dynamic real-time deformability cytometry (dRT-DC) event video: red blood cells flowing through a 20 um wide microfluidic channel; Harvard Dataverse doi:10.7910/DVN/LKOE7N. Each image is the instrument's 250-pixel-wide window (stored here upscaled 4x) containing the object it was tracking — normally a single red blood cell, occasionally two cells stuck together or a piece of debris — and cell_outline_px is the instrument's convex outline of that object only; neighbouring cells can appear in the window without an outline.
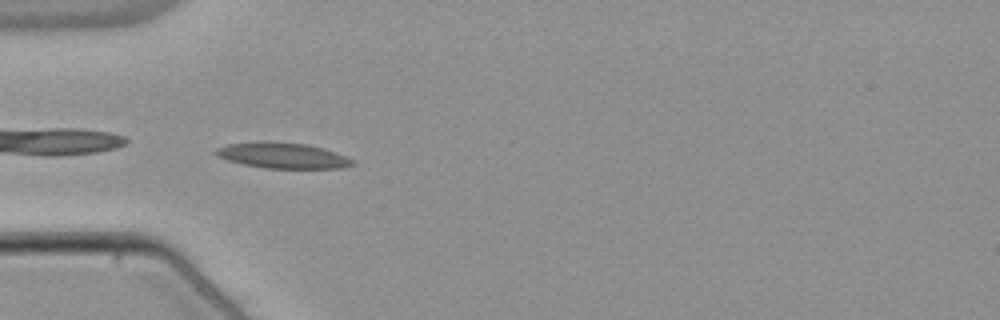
{"species": "common noctule bat (a hibernating species)", "species_latin": "Nyctalus noctula", "temperature_condition": "warm", "stored_images_in_passage": 38, "camera_frame_rate_fps": 3000, "um_per_image_px": 0.085, "animal": {"sex": "male", "body_mass_g": 21.5, "forearm_length_mm": 52.0}, "frame": {"image": 1, "passage_image": 1, "time_ms": 0.0, "image_size_px": [1000, 320], "cell_outline_px": [[356, 164], [344, 168], [264, 168], [240, 164], [216, 156], [212, 152], [216, 148], [228, 144], [256, 140], [260, 140], [304, 144], [320, 148], [356, 160]], "centroid_in_image_um": [23.94, 13.21], "position_along_channel_um": 61.1, "area_um2": 20.63}}
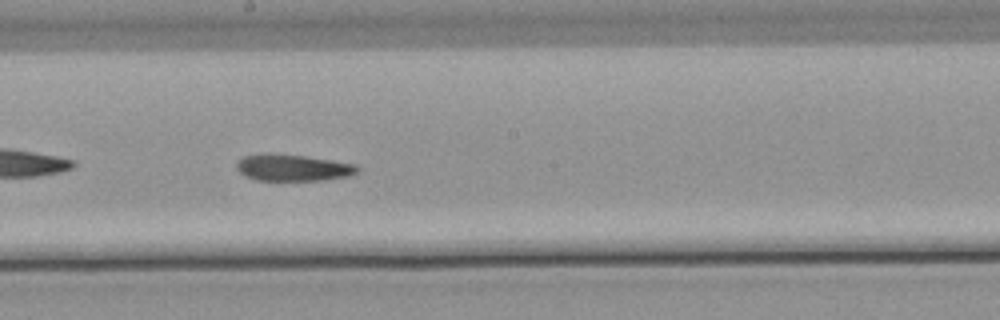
{"frame": {"image": 2, "passage_image": 14, "time_ms": 4.333, "image_size_px": [1000, 320], "cell_outline_px": [[360, 168], [356, 172], [348, 176], [324, 180], [256, 180], [244, 176], [236, 168], [236, 164], [244, 156], [260, 152], [272, 152], [304, 156], [332, 160], [356, 164]], "centroid_in_image_um": [24.85, 14.23], "position_along_channel_um": 223.3, "area_um2": 18.96}}
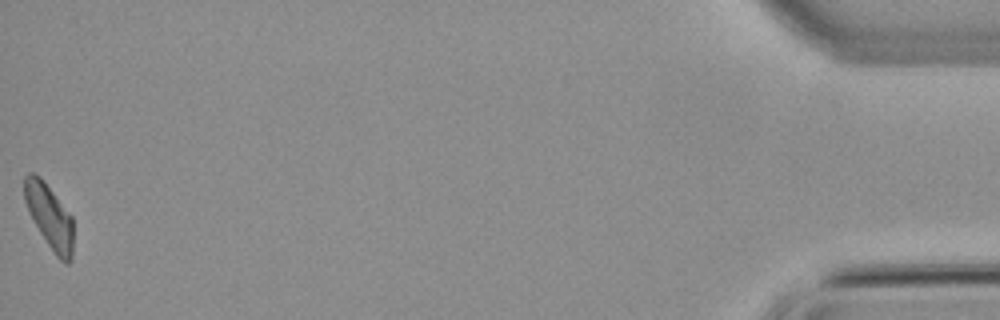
{"frame": {"image": 3, "passage_image": 38, "time_ms": 12.333, "image_size_px": [1000, 320], "cell_outline_px": [[72, 260], [68, 264], [64, 264], [56, 256], [40, 232], [28, 212], [24, 200], [24, 176], [28, 172], [32, 172], [40, 176], [72, 216]], "centroid_in_image_um": [4.19, 18.39], "position_along_channel_um": 431.0, "area_um2": 18.26}}